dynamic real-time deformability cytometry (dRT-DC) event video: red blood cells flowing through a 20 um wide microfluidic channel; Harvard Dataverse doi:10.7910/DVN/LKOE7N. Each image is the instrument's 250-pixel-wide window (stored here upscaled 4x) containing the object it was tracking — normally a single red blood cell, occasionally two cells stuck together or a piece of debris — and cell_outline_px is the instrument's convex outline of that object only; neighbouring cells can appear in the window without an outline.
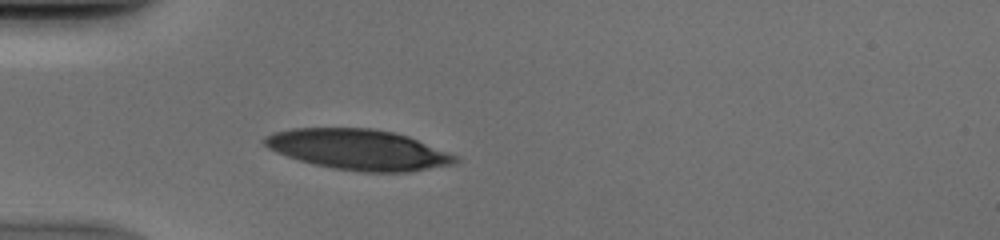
{"species": "human", "species_latin": "Homo sapiens", "temperature_condition": "cold", "stored_images_in_passage": 31, "camera_frame_rate_fps": 3000, "um_per_image_px": 0.085, "donor": {"sex": "male"}, "frame": {"image": 1, "passage_image": 1, "time_ms": 0.0, "image_size_px": [1000, 240], "cell_outline_px": [[460, 160], [456, 164], [408, 172], [360, 172], [332, 168], [312, 164], [276, 152], [268, 148], [260, 140], [264, 136], [272, 132], [292, 128], [372, 128], [392, 132], [408, 136], [460, 156]], "centroid_in_image_um": [30.48, 12.72], "position_along_channel_um": 54.5, "area_um2": 45.43}}
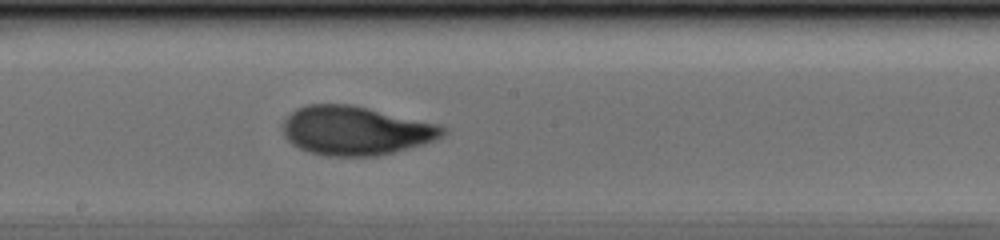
{"frame": {"image": 2, "passage_image": 14, "time_ms": 4.333, "image_size_px": [1000, 240], "cell_outline_px": [[448, 132], [444, 136], [420, 144], [392, 152], [376, 156], [324, 156], [308, 152], [292, 144], [284, 136], [284, 120], [296, 108], [308, 104], [352, 104], [440, 124], [448, 128]], "centroid_in_image_um": [30.24, 11.09], "position_along_channel_um": 218.0, "area_um2": 45.6}}
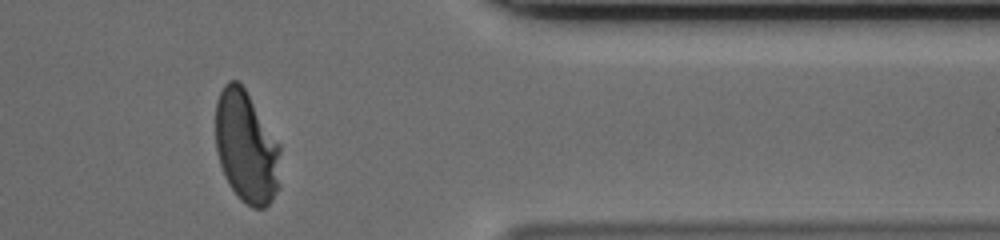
{"frame": {"image": 3, "passage_image": 28, "time_ms": 9.0, "image_size_px": [1000, 240], "cell_outline_px": [[280, 188], [272, 200], [264, 208], [252, 208], [240, 200], [228, 184], [224, 176], [216, 152], [216, 100], [224, 84], [228, 80], [236, 80], [244, 88], [280, 144]], "centroid_in_image_um": [20.95, 12.54], "position_along_channel_um": 390.5, "area_um2": 42.71}}